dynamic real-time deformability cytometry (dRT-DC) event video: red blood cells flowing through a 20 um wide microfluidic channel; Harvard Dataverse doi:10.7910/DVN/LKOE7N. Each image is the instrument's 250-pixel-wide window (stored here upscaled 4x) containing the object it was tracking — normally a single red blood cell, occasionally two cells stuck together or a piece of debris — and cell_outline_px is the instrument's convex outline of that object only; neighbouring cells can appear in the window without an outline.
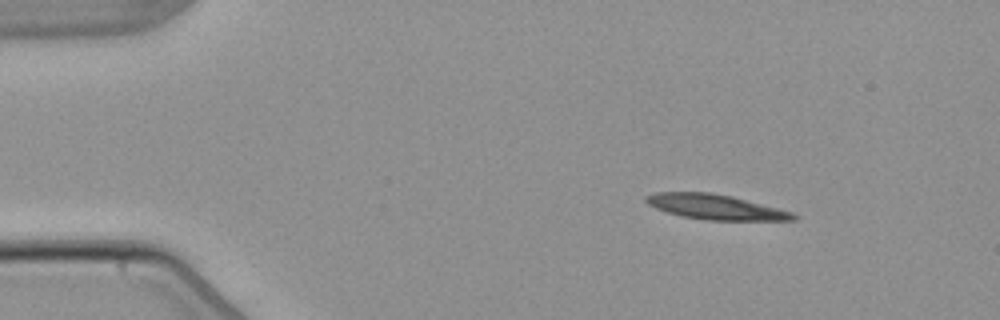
{"species": "common noctule bat (a hibernating species)", "species_latin": "Nyctalus noctula", "temperature_condition": "warm", "stored_images_in_passage": 3, "camera_frame_rate_fps": 3000, "um_per_image_px": 0.085, "animal": {"sex": "male", "body_mass_g": 21.5, "forearm_length_mm": 52.0}, "frame": {"image": 1, "passage_image": 1, "time_ms": 0.0, "image_size_px": [1000, 320], "cell_outline_px": [[796, 220], [708, 220], [680, 216], [656, 208], [648, 204], [644, 200], [644, 196], [656, 192], [708, 192], [732, 196], [792, 212], [796, 216]], "centroid_in_image_um": [60.77, 17.58], "position_along_channel_um": 24.2, "area_um2": 21.27}}